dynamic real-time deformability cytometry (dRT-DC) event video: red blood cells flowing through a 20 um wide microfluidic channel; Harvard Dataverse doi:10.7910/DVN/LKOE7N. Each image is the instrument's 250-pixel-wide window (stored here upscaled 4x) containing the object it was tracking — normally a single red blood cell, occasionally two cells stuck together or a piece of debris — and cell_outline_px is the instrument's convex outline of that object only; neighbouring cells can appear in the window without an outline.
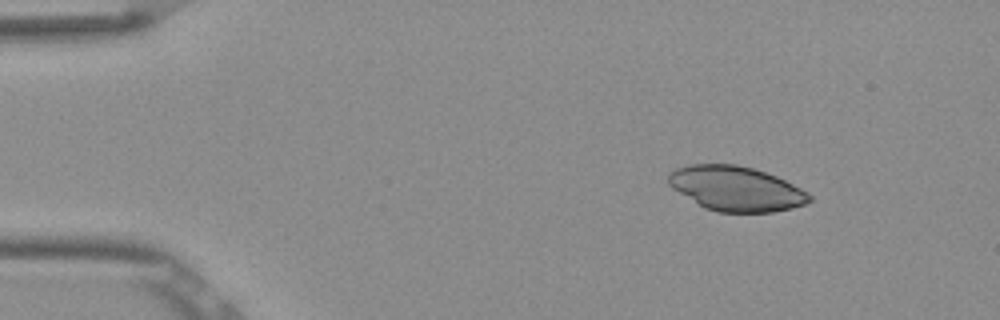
{"species": "Egyptian fruit bat (a non-hibernating species)", "species_latin": "Rousettus aegyptiacus", "temperature_condition": "room temperature", "stored_images_in_passage": 11, "camera_frame_rate_fps": 3000, "um_per_image_px": 0.085, "frame": {"image": 1, "passage_image": 1, "time_ms": 0.0, "image_size_px": [1000, 320], "cell_outline_px": [[812, 200], [804, 204], [792, 208], [772, 212], [716, 212], [704, 208], [672, 188], [668, 184], [668, 172], [676, 168], [688, 164], [736, 164], [752, 168], [776, 176], [808, 192], [812, 196]], "centroid_in_image_um": [62.53, 16.03], "position_along_channel_um": 22.5, "area_um2": 36.76}}